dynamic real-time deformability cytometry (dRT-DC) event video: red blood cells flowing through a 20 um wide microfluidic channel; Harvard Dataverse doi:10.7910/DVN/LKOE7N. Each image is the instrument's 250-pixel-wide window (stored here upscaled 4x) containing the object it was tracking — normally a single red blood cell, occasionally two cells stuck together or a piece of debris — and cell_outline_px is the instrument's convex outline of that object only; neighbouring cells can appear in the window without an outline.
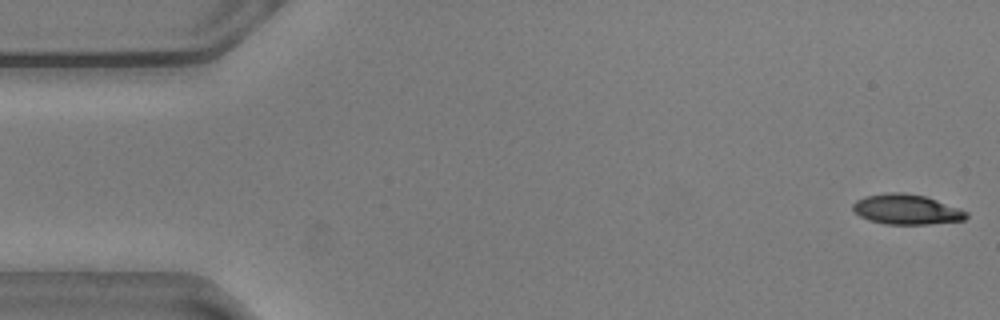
{"species": "common noctule bat (a hibernating species)", "species_latin": "Nyctalus noctula", "temperature_condition": "warm", "stored_images_in_passage": 11, "camera_frame_rate_fps": 3000, "um_per_image_px": 0.085, "animal": {"sex": "male", "body_mass_g": 20.5, "forearm_length_mm": 52.5}, "frame": {"image": 1, "passage_image": 1, "time_ms": 0.0, "image_size_px": [1000, 320], "cell_outline_px": [[968, 216], [964, 220], [928, 224], [884, 224], [868, 220], [860, 216], [852, 208], [852, 204], [856, 200], [864, 196], [888, 192], [900, 192], [924, 196], [960, 208], [968, 212]], "centroid_in_image_um": [77.04, 17.8], "position_along_channel_um": 8.0, "area_um2": 19.88}}